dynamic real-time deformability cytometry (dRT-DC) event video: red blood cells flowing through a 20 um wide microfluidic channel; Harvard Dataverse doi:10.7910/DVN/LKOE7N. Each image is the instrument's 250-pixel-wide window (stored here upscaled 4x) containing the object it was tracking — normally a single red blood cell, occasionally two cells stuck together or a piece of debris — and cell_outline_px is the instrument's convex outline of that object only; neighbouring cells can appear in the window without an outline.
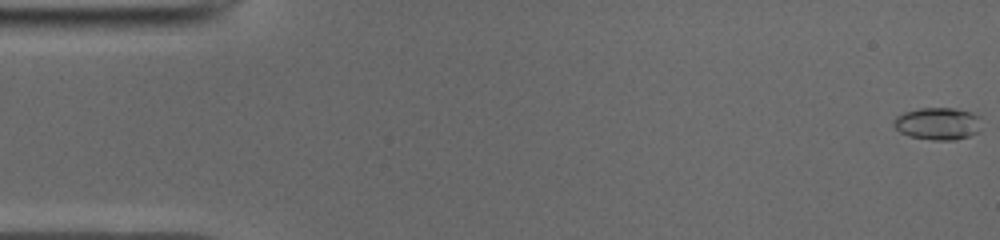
{"species": "common noctule bat (a hibernating species)", "species_latin": "Nyctalus noctula", "temperature_condition": "cold", "stored_images_in_passage": 51, "camera_frame_rate_fps": 3000, "um_per_image_px": 0.085, "animal": {"sex": "male", "body_mass_g": 19.0, "forearm_length_mm": 50.8}, "frame": {"image": 1, "passage_image": 1, "time_ms": 0.0, "image_size_px": [1000, 240], "cell_outline_px": [[980, 132], [956, 140], [936, 140], [908, 136], [900, 132], [892, 124], [896, 116], [904, 112], [920, 108], [956, 108], [972, 112], [980, 116]], "centroid_in_image_um": [79.73, 10.5], "position_along_channel_um": 5.3, "area_um2": 16.7}}
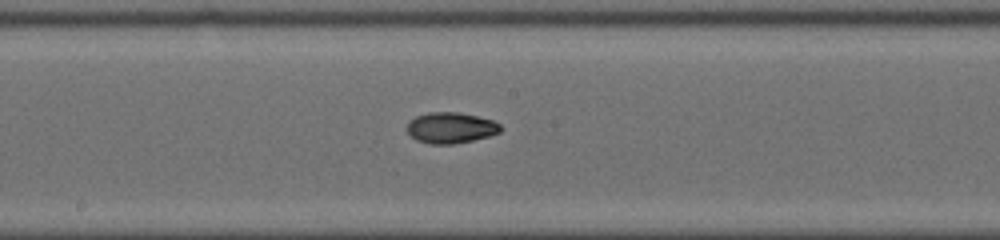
{"frame": {"image": 2, "passage_image": 27, "time_ms": 8.667, "image_size_px": [1000, 240], "cell_outline_px": [[500, 132], [488, 136], [472, 140], [452, 144], [428, 144], [416, 140], [408, 132], [408, 124], [416, 116], [428, 112], [456, 112], [476, 116], [492, 120], [500, 124]], "centroid_in_image_um": [38.3, 10.86], "position_along_channel_um": 209.9, "area_um2": 16.59}}
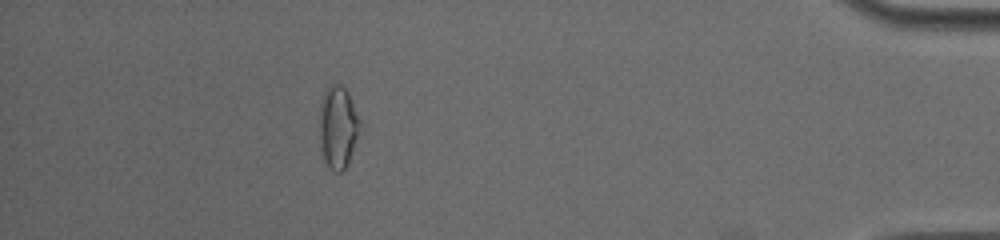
{"frame": {"image": 3, "passage_image": 46, "time_ms": 15.0, "image_size_px": [1000, 240], "cell_outline_px": [[360, 124], [348, 164], [344, 172], [332, 172], [324, 160], [320, 148], [320, 104], [324, 92], [332, 84], [340, 84], [348, 92], [360, 120]], "centroid_in_image_um": [28.71, 10.84], "position_along_channel_um": 406.5, "area_um2": 19.25}, "authors_computed_cell_mechanics": {"area_um2": 16.5886, "velocity_mm_per_s": 3.9609, "shape_relaxation_time_tau1_ms": 4.2143, "shape_relaxation_time_tau2_ms": 4.861, "deformation_change_tau1": 0.1759, "deformation_change_tau2": 0.0722}}